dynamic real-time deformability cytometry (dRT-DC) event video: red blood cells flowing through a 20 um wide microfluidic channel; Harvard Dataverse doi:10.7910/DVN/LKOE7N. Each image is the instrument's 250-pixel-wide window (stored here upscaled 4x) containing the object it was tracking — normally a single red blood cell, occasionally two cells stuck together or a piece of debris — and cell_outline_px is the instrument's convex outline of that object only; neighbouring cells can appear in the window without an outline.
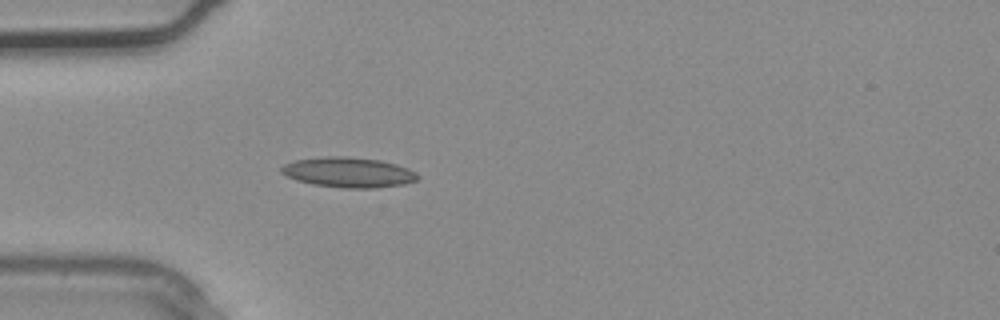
{"species": "common noctule bat (a hibernating species)", "species_latin": "Nyctalus noctula", "temperature_condition": "warm", "stored_images_in_passage": 3, "camera_frame_rate_fps": 3000, "um_per_image_px": 0.085, "animal": {"sex": "male", "body_mass_g": 20.4}, "frame": {"image": 1, "passage_image": 3, "time_ms": 0.667, "image_size_px": [1000, 320], "cell_outline_px": [[420, 176], [416, 180], [404, 184], [372, 188], [344, 188], [312, 184], [296, 180], [280, 172], [280, 168], [284, 164], [296, 160], [324, 156], [348, 156], [380, 160], [396, 164], [408, 168], [416, 172]], "centroid_in_image_um": [29.62, 14.64], "position_along_channel_um": 55.4, "area_um2": 23.99}}